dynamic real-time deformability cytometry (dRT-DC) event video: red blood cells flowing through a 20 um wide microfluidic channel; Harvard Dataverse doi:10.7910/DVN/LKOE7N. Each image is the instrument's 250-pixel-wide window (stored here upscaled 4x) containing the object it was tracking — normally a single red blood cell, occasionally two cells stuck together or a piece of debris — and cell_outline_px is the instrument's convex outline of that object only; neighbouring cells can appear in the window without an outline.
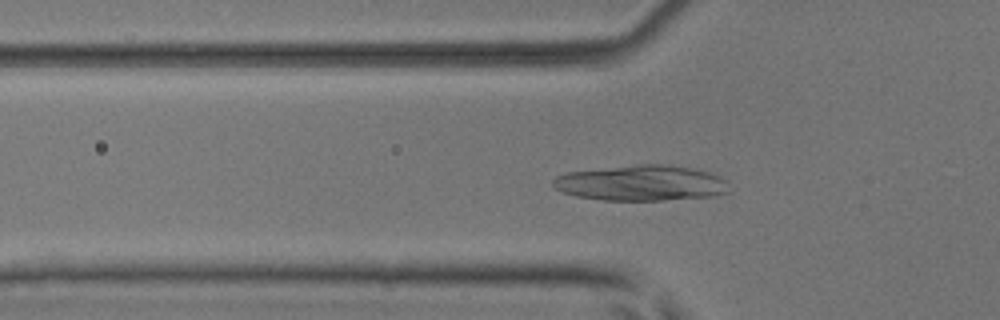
{"species": "common noctule bat (a hibernating species)", "species_latin": "Nyctalus noctula", "temperature_condition": "room temperature", "stored_images_in_passage": 46, "camera_frame_rate_fps": 3000, "um_per_image_px": 0.085, "animal": {"sex": "male", "body_mass_g": 17.9, "forearm_length_mm": 54.2}, "frame": {"image": 1, "passage_image": 18, "time_ms": 5.667, "image_size_px": [1000, 320], "cell_outline_px": [[728, 192], [712, 196], [664, 200], [604, 200], [576, 196], [564, 192], [556, 188], [552, 184], [552, 180], [556, 176], [568, 172], [640, 164], [664, 164], [692, 168], [708, 172], [724, 180]], "centroid_in_image_um": [54.46, 15.56], "position_along_channel_um": 71.3, "area_um2": 36.01}}
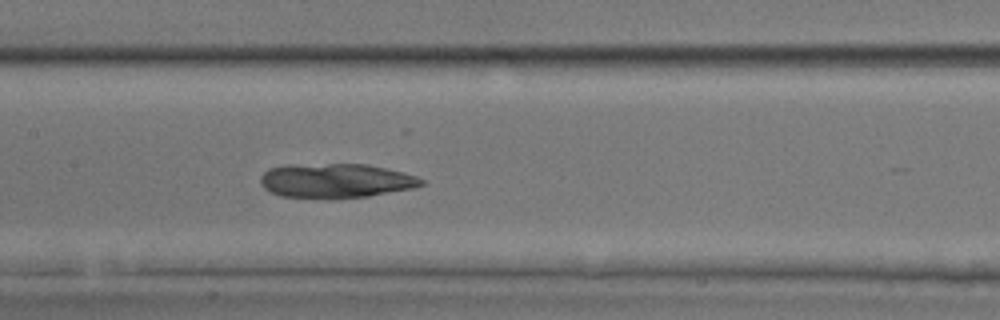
{"frame": {"image": 2, "passage_image": 26, "time_ms": 8.333, "image_size_px": [1000, 320], "cell_outline_px": [[424, 184], [416, 188], [368, 196], [280, 196], [264, 188], [260, 184], [260, 176], [268, 168], [284, 164], [368, 164], [404, 172], [416, 176], [424, 180]], "centroid_in_image_um": [28.56, 15.31], "position_along_channel_um": 178.8, "area_um2": 31.79}}
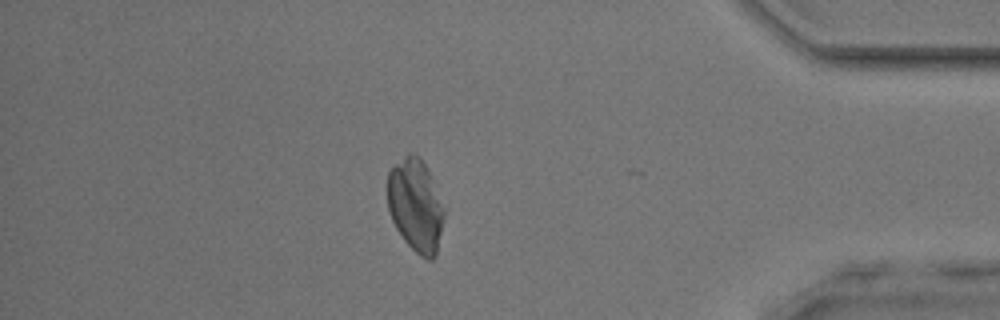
{"frame": {"image": 3, "passage_image": 45, "time_ms": 14.667, "image_size_px": [1000, 320], "cell_outline_px": [[444, 216], [436, 256], [432, 260], [428, 260], [420, 256], [404, 240], [396, 228], [392, 220], [388, 208], [388, 172], [408, 152], [412, 152], [420, 156], [432, 176], [444, 208]], "centroid_in_image_um": [35.34, 17.44], "position_along_channel_um": 399.9, "area_um2": 30.63}}